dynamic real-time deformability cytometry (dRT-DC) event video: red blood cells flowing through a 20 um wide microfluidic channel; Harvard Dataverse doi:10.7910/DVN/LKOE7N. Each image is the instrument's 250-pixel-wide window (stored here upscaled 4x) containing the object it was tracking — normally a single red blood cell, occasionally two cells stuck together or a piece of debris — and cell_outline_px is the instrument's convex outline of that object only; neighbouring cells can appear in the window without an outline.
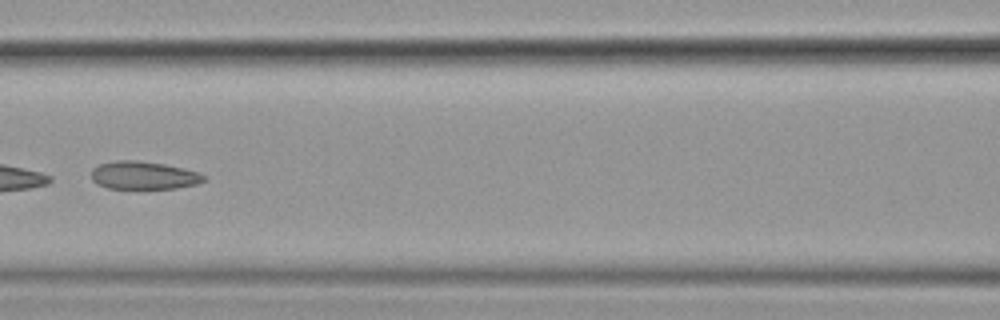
{"species": "common noctule bat (a hibernating species)", "species_latin": "Nyctalus noctula", "temperature_condition": "cold", "stored_images_in_passage": 6, "camera_frame_rate_fps": 3000, "um_per_image_px": 0.085, "animal": {"sex": "female", "body_mass_g": 19.9}, "frame": {"image": 1, "passage_image": 5, "time_ms": 1.333, "image_size_px": [1000, 320], "cell_outline_px": [[204, 180], [196, 184], [176, 188], [108, 188], [96, 184], [92, 180], [92, 168], [100, 164], [116, 160], [136, 160], [164, 164], [196, 172], [204, 176]], "centroid_in_image_um": [12.14, 14.9], "position_along_channel_um": 154.5, "area_um2": 18.03}}